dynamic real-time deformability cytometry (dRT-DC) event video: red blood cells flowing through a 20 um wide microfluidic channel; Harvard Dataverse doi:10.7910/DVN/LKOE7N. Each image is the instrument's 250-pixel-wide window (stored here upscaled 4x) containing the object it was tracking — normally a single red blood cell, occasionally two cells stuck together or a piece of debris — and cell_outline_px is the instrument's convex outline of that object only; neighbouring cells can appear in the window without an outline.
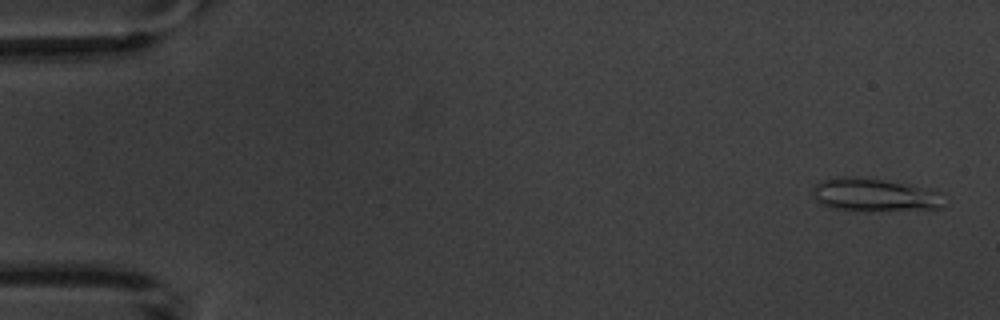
{"species": "common noctule bat (a hibernating species)", "species_latin": "Nyctalus noctula", "temperature_condition": "warm", "stored_images_in_passage": 4, "camera_frame_rate_fps": 3000, "um_per_image_px": 0.085, "animal": {"sex": "male", "body_mass_g": 20.1, "forearm_length_mm": 53.5}, "frame": {"image": 1, "passage_image": 1, "time_ms": 0.0, "image_size_px": [1000, 320], "cell_outline_px": [[940, 208], [828, 208], [820, 204], [812, 196], [812, 188], [820, 180], [832, 176], [860, 176], [884, 180], [928, 188], [940, 192]], "centroid_in_image_um": [74.16, 16.48], "position_along_channel_um": 10.8, "area_um2": 24.28}}
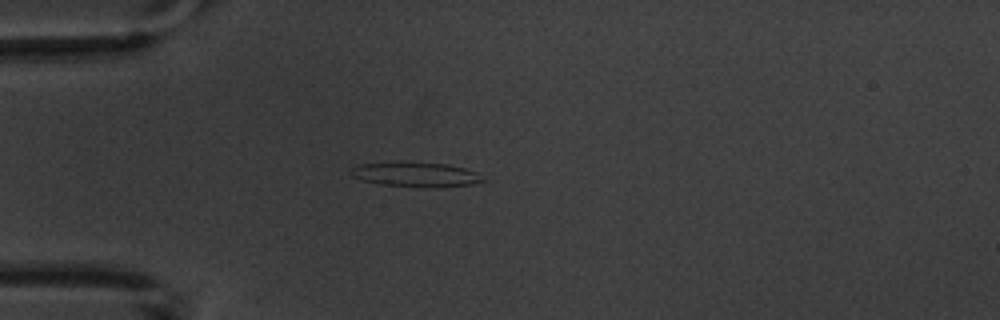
{"frame": {"image": 2, "passage_image": 4, "time_ms": 4.333, "image_size_px": [1000, 320], "cell_outline_px": [[488, 180], [472, 184], [436, 188], [420, 188], [380, 184], [360, 180], [352, 176], [348, 172], [356, 164], [396, 160], [400, 160], [448, 164], [464, 168], [476, 172]], "centroid_in_image_um": [35.28, 14.81], "position_along_channel_um": 49.7, "area_um2": 20.0}}